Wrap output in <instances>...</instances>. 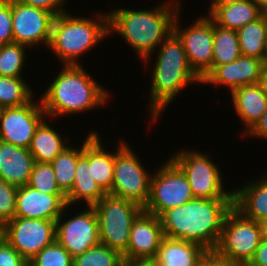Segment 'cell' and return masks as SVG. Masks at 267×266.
<instances>
[{
	"label": "cell",
	"mask_w": 267,
	"mask_h": 266,
	"mask_svg": "<svg viewBox=\"0 0 267 266\" xmlns=\"http://www.w3.org/2000/svg\"><path fill=\"white\" fill-rule=\"evenodd\" d=\"M196 151L184 149L169 157L187 177L194 198H233V190L224 189L218 165L211 161L208 153Z\"/></svg>",
	"instance_id": "ba28073f"
},
{
	"label": "cell",
	"mask_w": 267,
	"mask_h": 266,
	"mask_svg": "<svg viewBox=\"0 0 267 266\" xmlns=\"http://www.w3.org/2000/svg\"><path fill=\"white\" fill-rule=\"evenodd\" d=\"M0 266H29L19 252L0 238Z\"/></svg>",
	"instance_id": "8d00e7d4"
},
{
	"label": "cell",
	"mask_w": 267,
	"mask_h": 266,
	"mask_svg": "<svg viewBox=\"0 0 267 266\" xmlns=\"http://www.w3.org/2000/svg\"><path fill=\"white\" fill-rule=\"evenodd\" d=\"M263 13L267 12V0H251Z\"/></svg>",
	"instance_id": "bcb514c9"
},
{
	"label": "cell",
	"mask_w": 267,
	"mask_h": 266,
	"mask_svg": "<svg viewBox=\"0 0 267 266\" xmlns=\"http://www.w3.org/2000/svg\"><path fill=\"white\" fill-rule=\"evenodd\" d=\"M163 238L159 217L143 210L132 224L127 252L123 255L124 260H153Z\"/></svg>",
	"instance_id": "2e32d148"
},
{
	"label": "cell",
	"mask_w": 267,
	"mask_h": 266,
	"mask_svg": "<svg viewBox=\"0 0 267 266\" xmlns=\"http://www.w3.org/2000/svg\"><path fill=\"white\" fill-rule=\"evenodd\" d=\"M11 14L15 43L27 48L37 44L48 47L55 17L51 12L11 0Z\"/></svg>",
	"instance_id": "9a60e30c"
},
{
	"label": "cell",
	"mask_w": 267,
	"mask_h": 266,
	"mask_svg": "<svg viewBox=\"0 0 267 266\" xmlns=\"http://www.w3.org/2000/svg\"><path fill=\"white\" fill-rule=\"evenodd\" d=\"M34 163V157L27 148L0 140V178L2 180L16 187L28 185Z\"/></svg>",
	"instance_id": "d6986e66"
},
{
	"label": "cell",
	"mask_w": 267,
	"mask_h": 266,
	"mask_svg": "<svg viewBox=\"0 0 267 266\" xmlns=\"http://www.w3.org/2000/svg\"><path fill=\"white\" fill-rule=\"evenodd\" d=\"M257 84L262 90V92L267 96V63H265L263 66Z\"/></svg>",
	"instance_id": "b9f144b4"
},
{
	"label": "cell",
	"mask_w": 267,
	"mask_h": 266,
	"mask_svg": "<svg viewBox=\"0 0 267 266\" xmlns=\"http://www.w3.org/2000/svg\"><path fill=\"white\" fill-rule=\"evenodd\" d=\"M63 65L58 76L40 97L42 108L49 119L105 106L109 92L97 83L82 67Z\"/></svg>",
	"instance_id": "3957f363"
},
{
	"label": "cell",
	"mask_w": 267,
	"mask_h": 266,
	"mask_svg": "<svg viewBox=\"0 0 267 266\" xmlns=\"http://www.w3.org/2000/svg\"><path fill=\"white\" fill-rule=\"evenodd\" d=\"M157 5L149 10L118 8L108 12L109 35L115 32L124 38L146 65L173 31L174 19L181 10L179 0Z\"/></svg>",
	"instance_id": "7a4b0ae2"
},
{
	"label": "cell",
	"mask_w": 267,
	"mask_h": 266,
	"mask_svg": "<svg viewBox=\"0 0 267 266\" xmlns=\"http://www.w3.org/2000/svg\"><path fill=\"white\" fill-rule=\"evenodd\" d=\"M28 186L47 194H64L57 184L51 163L35 161Z\"/></svg>",
	"instance_id": "d6a6232c"
},
{
	"label": "cell",
	"mask_w": 267,
	"mask_h": 266,
	"mask_svg": "<svg viewBox=\"0 0 267 266\" xmlns=\"http://www.w3.org/2000/svg\"><path fill=\"white\" fill-rule=\"evenodd\" d=\"M236 30L220 27L213 21V69L241 56Z\"/></svg>",
	"instance_id": "83f0119b"
},
{
	"label": "cell",
	"mask_w": 267,
	"mask_h": 266,
	"mask_svg": "<svg viewBox=\"0 0 267 266\" xmlns=\"http://www.w3.org/2000/svg\"><path fill=\"white\" fill-rule=\"evenodd\" d=\"M157 52V61L150 71L151 88L148 107L150 119L152 118L154 123L186 86L197 82L202 83L191 69L183 42L174 31L159 45Z\"/></svg>",
	"instance_id": "277c9868"
},
{
	"label": "cell",
	"mask_w": 267,
	"mask_h": 266,
	"mask_svg": "<svg viewBox=\"0 0 267 266\" xmlns=\"http://www.w3.org/2000/svg\"><path fill=\"white\" fill-rule=\"evenodd\" d=\"M23 78L0 76V109L22 106L35 98L34 90Z\"/></svg>",
	"instance_id": "f546056e"
},
{
	"label": "cell",
	"mask_w": 267,
	"mask_h": 266,
	"mask_svg": "<svg viewBox=\"0 0 267 266\" xmlns=\"http://www.w3.org/2000/svg\"><path fill=\"white\" fill-rule=\"evenodd\" d=\"M259 225L261 227L262 240L267 241V219L260 220Z\"/></svg>",
	"instance_id": "f6af8a7d"
},
{
	"label": "cell",
	"mask_w": 267,
	"mask_h": 266,
	"mask_svg": "<svg viewBox=\"0 0 267 266\" xmlns=\"http://www.w3.org/2000/svg\"><path fill=\"white\" fill-rule=\"evenodd\" d=\"M32 98L27 104L0 109V140L29 148L35 130L46 117L41 101Z\"/></svg>",
	"instance_id": "5bb4252c"
},
{
	"label": "cell",
	"mask_w": 267,
	"mask_h": 266,
	"mask_svg": "<svg viewBox=\"0 0 267 266\" xmlns=\"http://www.w3.org/2000/svg\"><path fill=\"white\" fill-rule=\"evenodd\" d=\"M241 54L255 57L266 63V13L256 21L236 30Z\"/></svg>",
	"instance_id": "4316f807"
},
{
	"label": "cell",
	"mask_w": 267,
	"mask_h": 266,
	"mask_svg": "<svg viewBox=\"0 0 267 266\" xmlns=\"http://www.w3.org/2000/svg\"><path fill=\"white\" fill-rule=\"evenodd\" d=\"M267 173L233 189V207L251 220L267 219Z\"/></svg>",
	"instance_id": "44dd1931"
},
{
	"label": "cell",
	"mask_w": 267,
	"mask_h": 266,
	"mask_svg": "<svg viewBox=\"0 0 267 266\" xmlns=\"http://www.w3.org/2000/svg\"><path fill=\"white\" fill-rule=\"evenodd\" d=\"M14 42L11 0H0V45Z\"/></svg>",
	"instance_id": "d590c367"
},
{
	"label": "cell",
	"mask_w": 267,
	"mask_h": 266,
	"mask_svg": "<svg viewBox=\"0 0 267 266\" xmlns=\"http://www.w3.org/2000/svg\"><path fill=\"white\" fill-rule=\"evenodd\" d=\"M106 193L94 181L89 173V134L83 141V152L77 160L74 183L71 191L66 195V204L74 205L84 201L86 206L98 203Z\"/></svg>",
	"instance_id": "ffe728a7"
},
{
	"label": "cell",
	"mask_w": 267,
	"mask_h": 266,
	"mask_svg": "<svg viewBox=\"0 0 267 266\" xmlns=\"http://www.w3.org/2000/svg\"><path fill=\"white\" fill-rule=\"evenodd\" d=\"M265 62L255 57L241 55L236 60L223 65H217L201 84L226 86L232 93L244 85L256 84Z\"/></svg>",
	"instance_id": "ac0fdd59"
},
{
	"label": "cell",
	"mask_w": 267,
	"mask_h": 266,
	"mask_svg": "<svg viewBox=\"0 0 267 266\" xmlns=\"http://www.w3.org/2000/svg\"><path fill=\"white\" fill-rule=\"evenodd\" d=\"M20 3L41 8L51 12L54 16L67 12L64 10L65 0H17Z\"/></svg>",
	"instance_id": "f35d334b"
},
{
	"label": "cell",
	"mask_w": 267,
	"mask_h": 266,
	"mask_svg": "<svg viewBox=\"0 0 267 266\" xmlns=\"http://www.w3.org/2000/svg\"><path fill=\"white\" fill-rule=\"evenodd\" d=\"M28 265L73 266V257L57 240H55L28 261Z\"/></svg>",
	"instance_id": "836d02e7"
},
{
	"label": "cell",
	"mask_w": 267,
	"mask_h": 266,
	"mask_svg": "<svg viewBox=\"0 0 267 266\" xmlns=\"http://www.w3.org/2000/svg\"><path fill=\"white\" fill-rule=\"evenodd\" d=\"M18 187L0 178V226L15 217V202Z\"/></svg>",
	"instance_id": "e575fe53"
},
{
	"label": "cell",
	"mask_w": 267,
	"mask_h": 266,
	"mask_svg": "<svg viewBox=\"0 0 267 266\" xmlns=\"http://www.w3.org/2000/svg\"><path fill=\"white\" fill-rule=\"evenodd\" d=\"M232 208L233 198H193L159 216L164 237L194 242L206 250H215L225 217Z\"/></svg>",
	"instance_id": "6da1fadb"
},
{
	"label": "cell",
	"mask_w": 267,
	"mask_h": 266,
	"mask_svg": "<svg viewBox=\"0 0 267 266\" xmlns=\"http://www.w3.org/2000/svg\"><path fill=\"white\" fill-rule=\"evenodd\" d=\"M151 177L150 195L143 210L160 216L164 211L194 198L187 177L169 158Z\"/></svg>",
	"instance_id": "30bf717a"
},
{
	"label": "cell",
	"mask_w": 267,
	"mask_h": 266,
	"mask_svg": "<svg viewBox=\"0 0 267 266\" xmlns=\"http://www.w3.org/2000/svg\"><path fill=\"white\" fill-rule=\"evenodd\" d=\"M45 117L37 126L28 148L34 160L39 163H51L69 145V137L62 138L46 121ZM65 140V141H64Z\"/></svg>",
	"instance_id": "d4e9b609"
},
{
	"label": "cell",
	"mask_w": 267,
	"mask_h": 266,
	"mask_svg": "<svg viewBox=\"0 0 267 266\" xmlns=\"http://www.w3.org/2000/svg\"><path fill=\"white\" fill-rule=\"evenodd\" d=\"M261 241L259 222L246 218L233 207L225 217L215 250L231 261L246 266L253 258Z\"/></svg>",
	"instance_id": "9c48e42d"
},
{
	"label": "cell",
	"mask_w": 267,
	"mask_h": 266,
	"mask_svg": "<svg viewBox=\"0 0 267 266\" xmlns=\"http://www.w3.org/2000/svg\"><path fill=\"white\" fill-rule=\"evenodd\" d=\"M98 13L96 20L76 17L70 12L54 17L48 48L58 56L62 65H80L81 55L88 53L103 39L109 37L108 13Z\"/></svg>",
	"instance_id": "5b68a950"
},
{
	"label": "cell",
	"mask_w": 267,
	"mask_h": 266,
	"mask_svg": "<svg viewBox=\"0 0 267 266\" xmlns=\"http://www.w3.org/2000/svg\"><path fill=\"white\" fill-rule=\"evenodd\" d=\"M92 207L98 218L100 243L123 256L127 252L132 224L143 208L110 194Z\"/></svg>",
	"instance_id": "8992f818"
},
{
	"label": "cell",
	"mask_w": 267,
	"mask_h": 266,
	"mask_svg": "<svg viewBox=\"0 0 267 266\" xmlns=\"http://www.w3.org/2000/svg\"><path fill=\"white\" fill-rule=\"evenodd\" d=\"M72 147L69 145L51 162L57 184L65 195L73 187L77 160L83 152V142L80 148Z\"/></svg>",
	"instance_id": "f1b7e54d"
},
{
	"label": "cell",
	"mask_w": 267,
	"mask_h": 266,
	"mask_svg": "<svg viewBox=\"0 0 267 266\" xmlns=\"http://www.w3.org/2000/svg\"><path fill=\"white\" fill-rule=\"evenodd\" d=\"M2 238L30 261L56 240V223L52 220L14 217L2 226Z\"/></svg>",
	"instance_id": "7c38bea8"
},
{
	"label": "cell",
	"mask_w": 267,
	"mask_h": 266,
	"mask_svg": "<svg viewBox=\"0 0 267 266\" xmlns=\"http://www.w3.org/2000/svg\"><path fill=\"white\" fill-rule=\"evenodd\" d=\"M196 266H242L220 255L216 250H206Z\"/></svg>",
	"instance_id": "74e56055"
},
{
	"label": "cell",
	"mask_w": 267,
	"mask_h": 266,
	"mask_svg": "<svg viewBox=\"0 0 267 266\" xmlns=\"http://www.w3.org/2000/svg\"><path fill=\"white\" fill-rule=\"evenodd\" d=\"M262 15L263 12L251 0H241L217 7L209 17L220 27L238 30Z\"/></svg>",
	"instance_id": "484cf974"
},
{
	"label": "cell",
	"mask_w": 267,
	"mask_h": 266,
	"mask_svg": "<svg viewBox=\"0 0 267 266\" xmlns=\"http://www.w3.org/2000/svg\"><path fill=\"white\" fill-rule=\"evenodd\" d=\"M26 47L15 42L0 45V76L22 77Z\"/></svg>",
	"instance_id": "4dcf8cb0"
},
{
	"label": "cell",
	"mask_w": 267,
	"mask_h": 266,
	"mask_svg": "<svg viewBox=\"0 0 267 266\" xmlns=\"http://www.w3.org/2000/svg\"><path fill=\"white\" fill-rule=\"evenodd\" d=\"M246 266H267V241H261L253 258Z\"/></svg>",
	"instance_id": "60d3db41"
},
{
	"label": "cell",
	"mask_w": 267,
	"mask_h": 266,
	"mask_svg": "<svg viewBox=\"0 0 267 266\" xmlns=\"http://www.w3.org/2000/svg\"><path fill=\"white\" fill-rule=\"evenodd\" d=\"M123 262L120 253L101 243L73 258V266H122Z\"/></svg>",
	"instance_id": "1f68e13d"
},
{
	"label": "cell",
	"mask_w": 267,
	"mask_h": 266,
	"mask_svg": "<svg viewBox=\"0 0 267 266\" xmlns=\"http://www.w3.org/2000/svg\"><path fill=\"white\" fill-rule=\"evenodd\" d=\"M66 206L65 194H47L24 185L16 193L15 217L56 221Z\"/></svg>",
	"instance_id": "e0dca14e"
},
{
	"label": "cell",
	"mask_w": 267,
	"mask_h": 266,
	"mask_svg": "<svg viewBox=\"0 0 267 266\" xmlns=\"http://www.w3.org/2000/svg\"><path fill=\"white\" fill-rule=\"evenodd\" d=\"M2 237V226H0V238Z\"/></svg>",
	"instance_id": "c3c4849f"
},
{
	"label": "cell",
	"mask_w": 267,
	"mask_h": 266,
	"mask_svg": "<svg viewBox=\"0 0 267 266\" xmlns=\"http://www.w3.org/2000/svg\"><path fill=\"white\" fill-rule=\"evenodd\" d=\"M266 36H267V12H266ZM266 63H267V45H266Z\"/></svg>",
	"instance_id": "7dc6e473"
},
{
	"label": "cell",
	"mask_w": 267,
	"mask_h": 266,
	"mask_svg": "<svg viewBox=\"0 0 267 266\" xmlns=\"http://www.w3.org/2000/svg\"><path fill=\"white\" fill-rule=\"evenodd\" d=\"M249 135V136H248ZM256 137L267 139V111L261 118L253 125V127L243 135V137Z\"/></svg>",
	"instance_id": "ab89813d"
},
{
	"label": "cell",
	"mask_w": 267,
	"mask_h": 266,
	"mask_svg": "<svg viewBox=\"0 0 267 266\" xmlns=\"http://www.w3.org/2000/svg\"><path fill=\"white\" fill-rule=\"evenodd\" d=\"M179 11L174 19L173 31L182 40L188 63L203 80L213 70V20L203 15L187 28L179 25Z\"/></svg>",
	"instance_id": "8fae6325"
},
{
	"label": "cell",
	"mask_w": 267,
	"mask_h": 266,
	"mask_svg": "<svg viewBox=\"0 0 267 266\" xmlns=\"http://www.w3.org/2000/svg\"><path fill=\"white\" fill-rule=\"evenodd\" d=\"M205 251L197 243L164 237L152 261L156 266H196Z\"/></svg>",
	"instance_id": "603a6c76"
},
{
	"label": "cell",
	"mask_w": 267,
	"mask_h": 266,
	"mask_svg": "<svg viewBox=\"0 0 267 266\" xmlns=\"http://www.w3.org/2000/svg\"><path fill=\"white\" fill-rule=\"evenodd\" d=\"M122 266H156V264L152 260H144V261L124 260Z\"/></svg>",
	"instance_id": "ee69618b"
},
{
	"label": "cell",
	"mask_w": 267,
	"mask_h": 266,
	"mask_svg": "<svg viewBox=\"0 0 267 266\" xmlns=\"http://www.w3.org/2000/svg\"><path fill=\"white\" fill-rule=\"evenodd\" d=\"M237 1H241V0H212L211 2V6H209V11L208 16L217 8V7H221L227 4H231L233 2H237Z\"/></svg>",
	"instance_id": "7bdbcfd3"
},
{
	"label": "cell",
	"mask_w": 267,
	"mask_h": 266,
	"mask_svg": "<svg viewBox=\"0 0 267 266\" xmlns=\"http://www.w3.org/2000/svg\"><path fill=\"white\" fill-rule=\"evenodd\" d=\"M68 208L71 209L67 205L55 221L56 240L75 258L100 244L99 224L92 206H87L86 211L83 210L64 221L62 217Z\"/></svg>",
	"instance_id": "4fadbf2b"
},
{
	"label": "cell",
	"mask_w": 267,
	"mask_h": 266,
	"mask_svg": "<svg viewBox=\"0 0 267 266\" xmlns=\"http://www.w3.org/2000/svg\"><path fill=\"white\" fill-rule=\"evenodd\" d=\"M115 149L113 185L110 195L145 207L150 195V171L142 165L127 142L119 141ZM132 149V150H131Z\"/></svg>",
	"instance_id": "52a82bcc"
},
{
	"label": "cell",
	"mask_w": 267,
	"mask_h": 266,
	"mask_svg": "<svg viewBox=\"0 0 267 266\" xmlns=\"http://www.w3.org/2000/svg\"><path fill=\"white\" fill-rule=\"evenodd\" d=\"M231 98L234 109L246 128L241 132L243 137L267 111V96L256 83L239 87L231 93Z\"/></svg>",
	"instance_id": "7402d4cb"
},
{
	"label": "cell",
	"mask_w": 267,
	"mask_h": 266,
	"mask_svg": "<svg viewBox=\"0 0 267 266\" xmlns=\"http://www.w3.org/2000/svg\"><path fill=\"white\" fill-rule=\"evenodd\" d=\"M96 131L89 133V173L100 188L110 194L113 185L115 153L107 152Z\"/></svg>",
	"instance_id": "cb8c5ba5"
}]
</instances>
